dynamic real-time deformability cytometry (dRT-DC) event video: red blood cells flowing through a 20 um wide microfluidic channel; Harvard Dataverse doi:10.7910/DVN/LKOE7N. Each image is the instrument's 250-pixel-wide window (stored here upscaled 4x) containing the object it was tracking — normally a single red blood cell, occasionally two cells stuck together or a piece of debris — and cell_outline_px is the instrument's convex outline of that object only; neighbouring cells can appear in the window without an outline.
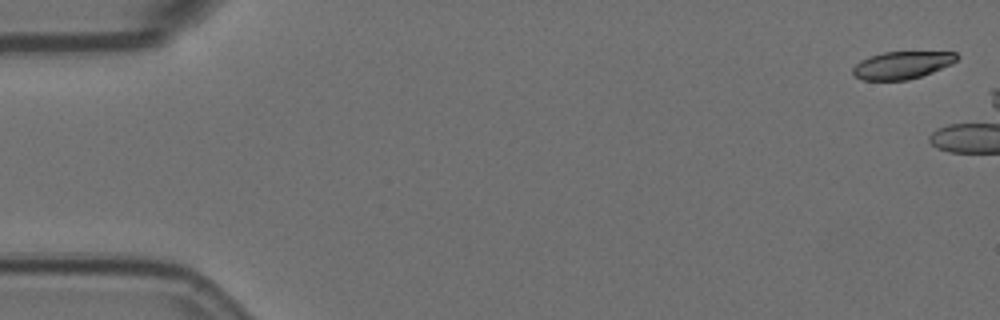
{"species": "Egyptian fruit bat (a non-hibernating species)", "species_latin": "Rousettus aegyptiacus", "temperature_condition": "room temperature", "stored_images_in_passage": 2, "camera_frame_rate_fps": 3000, "um_per_image_px": 0.085, "animal": {"sex": "female"}, "frame": {"image": 1, "passage_image": 1, "time_ms": 0.0, "image_size_px": [1000, 320], "cell_outline_px": [[960, 56], [952, 64], [932, 72], [908, 80], [864, 80], [856, 76], [852, 72], [852, 68], [860, 60], [868, 56], [884, 52], [956, 52]], "centroid_in_image_um": [76.67, 5.53], "position_along_channel_um": 8.3, "area_um2": 16.65}}